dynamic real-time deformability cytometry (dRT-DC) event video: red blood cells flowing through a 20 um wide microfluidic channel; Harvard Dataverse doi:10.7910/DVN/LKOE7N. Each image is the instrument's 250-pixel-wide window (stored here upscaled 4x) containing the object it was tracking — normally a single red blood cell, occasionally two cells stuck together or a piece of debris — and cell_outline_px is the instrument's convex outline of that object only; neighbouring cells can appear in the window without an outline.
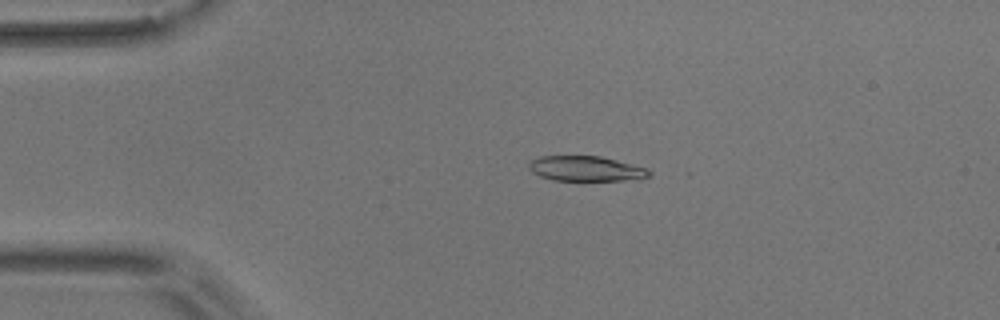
{"species": "common noctule bat (a hibernating species)", "species_latin": "Nyctalus noctula", "temperature_condition": "room temperature", "stored_images_in_passage": 3, "camera_frame_rate_fps": 3000, "um_per_image_px": 0.085, "animal": {"sex": "male", "body_mass_g": 17.9}, "frame": {"image": 1, "passage_image": 3, "time_ms": 2.333, "image_size_px": [1000, 320], "cell_outline_px": [[652, 176], [640, 180], [552, 180], [540, 176], [532, 172], [528, 168], [528, 164], [532, 160], [540, 156], [600, 156], [648, 168], [652, 172]], "centroid_in_image_um": [49.86, 14.34], "position_along_channel_um": 35.1, "area_um2": 17.74}}